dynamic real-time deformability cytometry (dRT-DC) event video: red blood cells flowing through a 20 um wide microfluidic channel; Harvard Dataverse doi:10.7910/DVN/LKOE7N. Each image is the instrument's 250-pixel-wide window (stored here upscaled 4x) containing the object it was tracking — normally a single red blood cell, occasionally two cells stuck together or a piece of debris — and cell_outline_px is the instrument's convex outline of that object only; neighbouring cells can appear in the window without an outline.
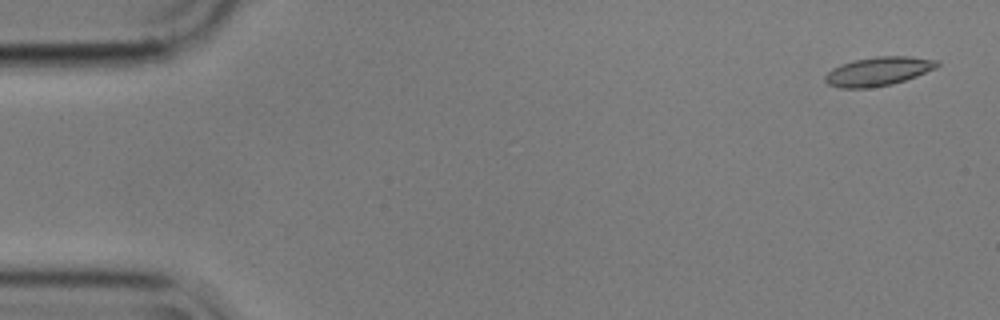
{"species": "common noctule bat (a hibernating species)", "species_latin": "Nyctalus noctula", "temperature_condition": "cold", "stored_images_in_passage": 4, "camera_frame_rate_fps": 3000, "um_per_image_px": 0.085, "animal": {"sex": "male", "body_mass_g": 17.9}, "frame": {"image": 1, "passage_image": 1, "time_ms": 0.0, "image_size_px": [1000, 320], "cell_outline_px": [[940, 64], [936, 68], [916, 76], [892, 84], [868, 88], [840, 88], [828, 84], [824, 80], [824, 76], [832, 68], [840, 64], [856, 60], [876, 56], [908, 56], [940, 60]], "centroid_in_image_um": [74.65, 6.06], "position_along_channel_um": 10.3, "area_um2": 18.84}}
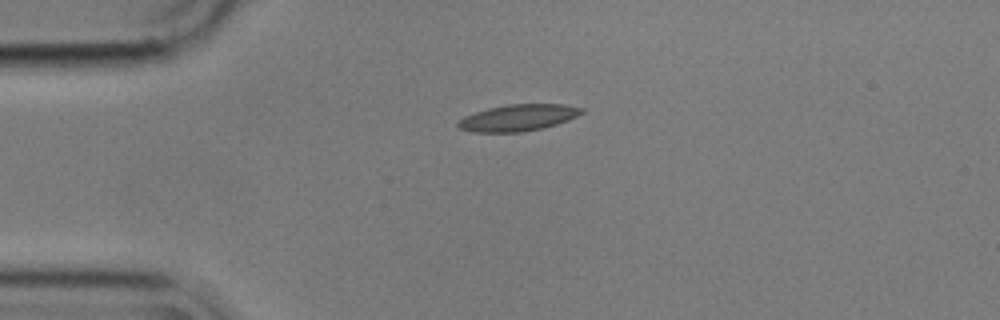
{"frame": {"image": 2, "passage_image": 4, "time_ms": 1.0, "image_size_px": [1000, 320], "cell_outline_px": [[584, 112], [568, 120], [556, 124], [540, 128], [520, 132], [472, 132], [460, 128], [456, 124], [464, 116], [488, 108], [508, 104], [564, 104], [584, 108]], "centroid_in_image_um": [44.04, 10.0], "position_along_channel_um": 41.0, "area_um2": 18.96}}